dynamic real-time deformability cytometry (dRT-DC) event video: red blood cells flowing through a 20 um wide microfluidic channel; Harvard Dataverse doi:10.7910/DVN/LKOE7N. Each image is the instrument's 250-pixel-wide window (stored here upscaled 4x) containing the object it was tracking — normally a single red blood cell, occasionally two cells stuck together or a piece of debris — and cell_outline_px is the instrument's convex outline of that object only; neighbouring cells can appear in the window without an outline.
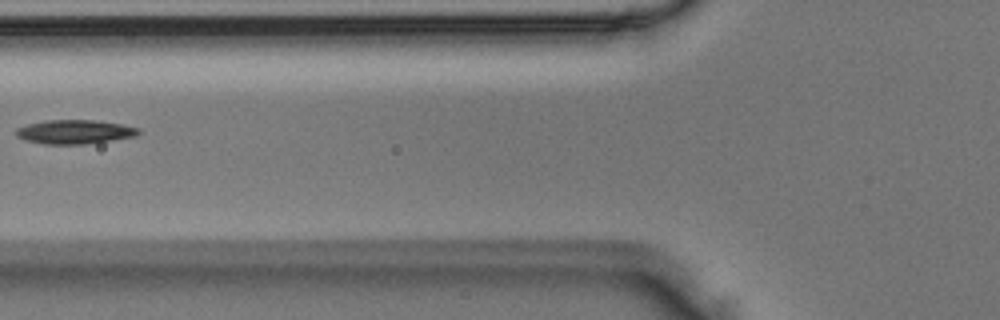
{"species": "Egyptian fruit bat (a non-hibernating species)", "species_latin": "Rousettus aegyptiacus", "temperature_condition": "room temperature", "stored_images_in_passage": 6, "camera_frame_rate_fps": 3000, "um_per_image_px": 0.085, "animal": {"sex": "male"}, "frame": {"image": 1, "passage_image": 5, "time_ms": 1.333, "image_size_px": [1000, 320], "cell_outline_px": [[140, 132], [136, 136], [112, 140], [84, 144], [44, 144], [24, 140], [16, 136], [16, 128], [28, 124], [44, 120], [92, 120], [124, 124], [140, 128]], "centroid_in_image_um": [6.35, 11.2], "position_along_channel_um": 119.5, "area_um2": 17.22}}